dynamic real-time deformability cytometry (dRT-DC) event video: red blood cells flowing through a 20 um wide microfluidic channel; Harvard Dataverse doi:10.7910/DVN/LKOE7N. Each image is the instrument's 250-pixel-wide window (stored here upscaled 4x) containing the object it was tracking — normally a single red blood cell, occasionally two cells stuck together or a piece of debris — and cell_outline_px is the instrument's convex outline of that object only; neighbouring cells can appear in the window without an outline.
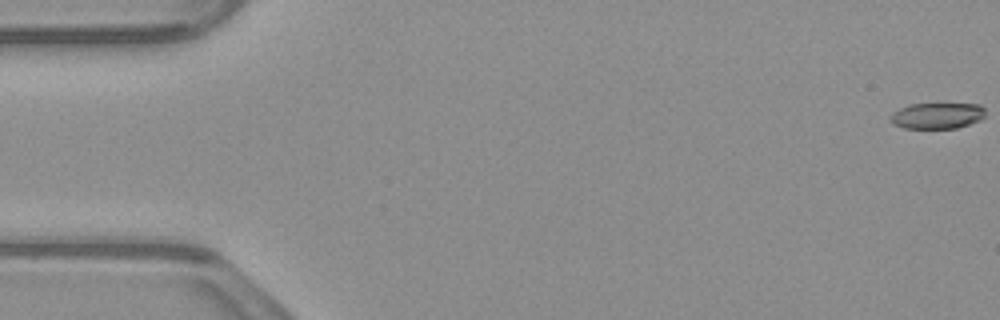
{"species": "common noctule bat (a hibernating species)", "species_latin": "Nyctalus noctula", "temperature_condition": "warm", "stored_images_in_passage": 54, "camera_frame_rate_fps": 3000, "um_per_image_px": 0.085, "animal": {"sex": "male", "body_mass_g": 23.1, "forearm_length_mm": 52.7}, "frame": {"image": 1, "passage_image": 1, "time_ms": 0.0, "image_size_px": [1000, 320], "cell_outline_px": [[984, 116], [980, 120], [956, 128], [904, 128], [892, 124], [888, 120], [888, 116], [892, 112], [900, 108], [912, 104], [980, 104], [984, 108]], "centroid_in_image_um": [79.6, 9.83], "position_along_channel_um": 5.4, "area_um2": 14.45}}
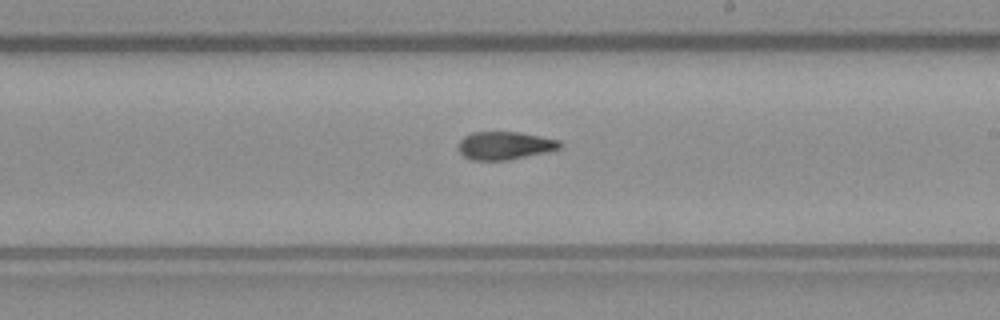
{"frame": {"image": 2, "passage_image": 31, "time_ms": 10.0, "image_size_px": [1000, 320], "cell_outline_px": [[564, 144], [560, 148], [548, 152], [508, 160], [472, 160], [464, 156], [456, 148], [456, 144], [464, 136], [472, 132], [520, 132], [560, 140]], "centroid_in_image_um": [42.9, 12.37], "position_along_channel_um": 246.1, "area_um2": 16.82}}
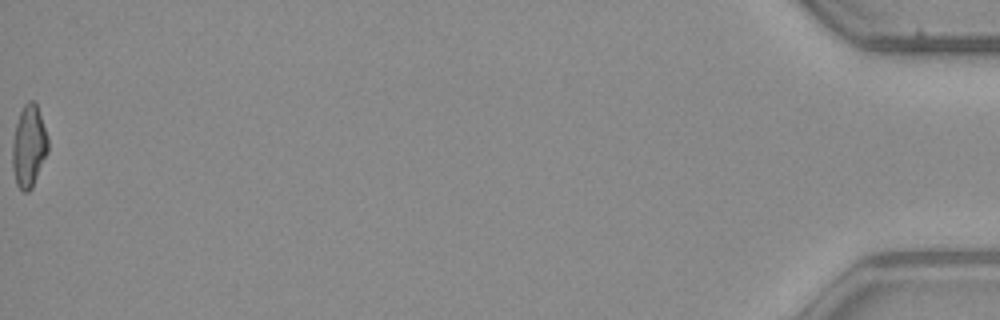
{"frame": {"image": 3, "passage_image": 54, "time_ms": 17.667, "image_size_px": [1000, 320], "cell_outline_px": [[48, 152], [32, 188], [28, 192], [24, 192], [16, 184], [12, 168], [12, 144], [16, 124], [20, 112], [24, 104], [28, 100], [32, 100], [36, 104], [48, 136]], "centroid_in_image_um": [2.45, 12.45], "position_along_channel_um": 432.8, "area_um2": 17.05}, "authors_computed_cell_mechanics": {"area_um2": 16.762, "velocity_mm_per_s": 3.9181, "shape_relaxation_time_tau1_ms": 9.6888, "shape_relaxation_time_tau2_ms": 3.6194, "deformation_change_tau1": 0.2486, "deformation_change_tau2": 0.119}}